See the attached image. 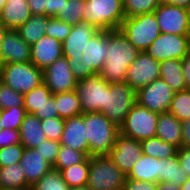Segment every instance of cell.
Wrapping results in <instances>:
<instances>
[{"label":"cell","instance_id":"20","mask_svg":"<svg viewBox=\"0 0 190 190\" xmlns=\"http://www.w3.org/2000/svg\"><path fill=\"white\" fill-rule=\"evenodd\" d=\"M20 165L30 186H33L53 168L45 157L35 149L24 150Z\"/></svg>","mask_w":190,"mask_h":190},{"label":"cell","instance_id":"13","mask_svg":"<svg viewBox=\"0 0 190 190\" xmlns=\"http://www.w3.org/2000/svg\"><path fill=\"white\" fill-rule=\"evenodd\" d=\"M153 13L162 33L188 35L190 30L189 9L172 4H160Z\"/></svg>","mask_w":190,"mask_h":190},{"label":"cell","instance_id":"35","mask_svg":"<svg viewBox=\"0 0 190 190\" xmlns=\"http://www.w3.org/2000/svg\"><path fill=\"white\" fill-rule=\"evenodd\" d=\"M87 157L88 156L84 152L60 145L57 159L52 167L60 171L69 166L83 162Z\"/></svg>","mask_w":190,"mask_h":190},{"label":"cell","instance_id":"40","mask_svg":"<svg viewBox=\"0 0 190 190\" xmlns=\"http://www.w3.org/2000/svg\"><path fill=\"white\" fill-rule=\"evenodd\" d=\"M42 131L49 140L60 141L64 130L65 119L52 117L41 120Z\"/></svg>","mask_w":190,"mask_h":190},{"label":"cell","instance_id":"45","mask_svg":"<svg viewBox=\"0 0 190 190\" xmlns=\"http://www.w3.org/2000/svg\"><path fill=\"white\" fill-rule=\"evenodd\" d=\"M158 183L139 181L126 177L123 190H157Z\"/></svg>","mask_w":190,"mask_h":190},{"label":"cell","instance_id":"6","mask_svg":"<svg viewBox=\"0 0 190 190\" xmlns=\"http://www.w3.org/2000/svg\"><path fill=\"white\" fill-rule=\"evenodd\" d=\"M0 81L25 94L43 83V70L31 62L0 64Z\"/></svg>","mask_w":190,"mask_h":190},{"label":"cell","instance_id":"4","mask_svg":"<svg viewBox=\"0 0 190 190\" xmlns=\"http://www.w3.org/2000/svg\"><path fill=\"white\" fill-rule=\"evenodd\" d=\"M126 174L123 173L108 155L89 157V190H123Z\"/></svg>","mask_w":190,"mask_h":190},{"label":"cell","instance_id":"42","mask_svg":"<svg viewBox=\"0 0 190 190\" xmlns=\"http://www.w3.org/2000/svg\"><path fill=\"white\" fill-rule=\"evenodd\" d=\"M24 150L21 143L0 148V168L20 163Z\"/></svg>","mask_w":190,"mask_h":190},{"label":"cell","instance_id":"34","mask_svg":"<svg viewBox=\"0 0 190 190\" xmlns=\"http://www.w3.org/2000/svg\"><path fill=\"white\" fill-rule=\"evenodd\" d=\"M160 0H123L125 18L153 13Z\"/></svg>","mask_w":190,"mask_h":190},{"label":"cell","instance_id":"38","mask_svg":"<svg viewBox=\"0 0 190 190\" xmlns=\"http://www.w3.org/2000/svg\"><path fill=\"white\" fill-rule=\"evenodd\" d=\"M26 115L23 106L11 107L1 110V124L3 129L20 130L21 123Z\"/></svg>","mask_w":190,"mask_h":190},{"label":"cell","instance_id":"14","mask_svg":"<svg viewBox=\"0 0 190 190\" xmlns=\"http://www.w3.org/2000/svg\"><path fill=\"white\" fill-rule=\"evenodd\" d=\"M160 78V61L152 58L145 51L139 52L130 64L125 82L136 92Z\"/></svg>","mask_w":190,"mask_h":190},{"label":"cell","instance_id":"10","mask_svg":"<svg viewBox=\"0 0 190 190\" xmlns=\"http://www.w3.org/2000/svg\"><path fill=\"white\" fill-rule=\"evenodd\" d=\"M75 91L83 113L102 112L106 108L107 81L99 74L77 81Z\"/></svg>","mask_w":190,"mask_h":190},{"label":"cell","instance_id":"15","mask_svg":"<svg viewBox=\"0 0 190 190\" xmlns=\"http://www.w3.org/2000/svg\"><path fill=\"white\" fill-rule=\"evenodd\" d=\"M43 83L53 95L76 89L77 80L67 58L61 57L43 70Z\"/></svg>","mask_w":190,"mask_h":190},{"label":"cell","instance_id":"54","mask_svg":"<svg viewBox=\"0 0 190 190\" xmlns=\"http://www.w3.org/2000/svg\"><path fill=\"white\" fill-rule=\"evenodd\" d=\"M8 31V28L3 24V22L0 20V45L5 37L6 32Z\"/></svg>","mask_w":190,"mask_h":190},{"label":"cell","instance_id":"2","mask_svg":"<svg viewBox=\"0 0 190 190\" xmlns=\"http://www.w3.org/2000/svg\"><path fill=\"white\" fill-rule=\"evenodd\" d=\"M140 51L120 29L108 31V53L99 75L108 83L125 82L130 64Z\"/></svg>","mask_w":190,"mask_h":190},{"label":"cell","instance_id":"31","mask_svg":"<svg viewBox=\"0 0 190 190\" xmlns=\"http://www.w3.org/2000/svg\"><path fill=\"white\" fill-rule=\"evenodd\" d=\"M53 96L49 88L44 84L32 89L30 92L23 94V107L26 114L41 112L42 107Z\"/></svg>","mask_w":190,"mask_h":190},{"label":"cell","instance_id":"22","mask_svg":"<svg viewBox=\"0 0 190 190\" xmlns=\"http://www.w3.org/2000/svg\"><path fill=\"white\" fill-rule=\"evenodd\" d=\"M156 127V136L158 138L178 148L181 147L182 122L176 116L169 112L160 113Z\"/></svg>","mask_w":190,"mask_h":190},{"label":"cell","instance_id":"12","mask_svg":"<svg viewBox=\"0 0 190 190\" xmlns=\"http://www.w3.org/2000/svg\"><path fill=\"white\" fill-rule=\"evenodd\" d=\"M190 50L188 35L162 33L145 52L157 61L182 59Z\"/></svg>","mask_w":190,"mask_h":190},{"label":"cell","instance_id":"16","mask_svg":"<svg viewBox=\"0 0 190 190\" xmlns=\"http://www.w3.org/2000/svg\"><path fill=\"white\" fill-rule=\"evenodd\" d=\"M142 155L140 141L121 133L118 134L114 147L108 154L112 162L126 175Z\"/></svg>","mask_w":190,"mask_h":190},{"label":"cell","instance_id":"23","mask_svg":"<svg viewBox=\"0 0 190 190\" xmlns=\"http://www.w3.org/2000/svg\"><path fill=\"white\" fill-rule=\"evenodd\" d=\"M21 144L25 149H35L47 139L42 131L41 120L34 114H26L20 127Z\"/></svg>","mask_w":190,"mask_h":190},{"label":"cell","instance_id":"24","mask_svg":"<svg viewBox=\"0 0 190 190\" xmlns=\"http://www.w3.org/2000/svg\"><path fill=\"white\" fill-rule=\"evenodd\" d=\"M160 173V159L142 155L126 175L129 179L158 183Z\"/></svg>","mask_w":190,"mask_h":190},{"label":"cell","instance_id":"52","mask_svg":"<svg viewBox=\"0 0 190 190\" xmlns=\"http://www.w3.org/2000/svg\"><path fill=\"white\" fill-rule=\"evenodd\" d=\"M160 4H172L190 9V0H160Z\"/></svg>","mask_w":190,"mask_h":190},{"label":"cell","instance_id":"58","mask_svg":"<svg viewBox=\"0 0 190 190\" xmlns=\"http://www.w3.org/2000/svg\"><path fill=\"white\" fill-rule=\"evenodd\" d=\"M188 41H189V48H190V30L188 32Z\"/></svg>","mask_w":190,"mask_h":190},{"label":"cell","instance_id":"49","mask_svg":"<svg viewBox=\"0 0 190 190\" xmlns=\"http://www.w3.org/2000/svg\"><path fill=\"white\" fill-rule=\"evenodd\" d=\"M181 60H182V73L185 79V83L187 89H190V50Z\"/></svg>","mask_w":190,"mask_h":190},{"label":"cell","instance_id":"43","mask_svg":"<svg viewBox=\"0 0 190 190\" xmlns=\"http://www.w3.org/2000/svg\"><path fill=\"white\" fill-rule=\"evenodd\" d=\"M60 142L46 139L35 148L53 166L60 148Z\"/></svg>","mask_w":190,"mask_h":190},{"label":"cell","instance_id":"53","mask_svg":"<svg viewBox=\"0 0 190 190\" xmlns=\"http://www.w3.org/2000/svg\"><path fill=\"white\" fill-rule=\"evenodd\" d=\"M157 190H181V187L169 182H158Z\"/></svg>","mask_w":190,"mask_h":190},{"label":"cell","instance_id":"5","mask_svg":"<svg viewBox=\"0 0 190 190\" xmlns=\"http://www.w3.org/2000/svg\"><path fill=\"white\" fill-rule=\"evenodd\" d=\"M83 15L99 30L119 29L125 19L123 0H86Z\"/></svg>","mask_w":190,"mask_h":190},{"label":"cell","instance_id":"47","mask_svg":"<svg viewBox=\"0 0 190 190\" xmlns=\"http://www.w3.org/2000/svg\"><path fill=\"white\" fill-rule=\"evenodd\" d=\"M32 15L48 16L49 0H27Z\"/></svg>","mask_w":190,"mask_h":190},{"label":"cell","instance_id":"3","mask_svg":"<svg viewBox=\"0 0 190 190\" xmlns=\"http://www.w3.org/2000/svg\"><path fill=\"white\" fill-rule=\"evenodd\" d=\"M84 124L89 143V157L108 155L120 133L119 127L102 112L84 113Z\"/></svg>","mask_w":190,"mask_h":190},{"label":"cell","instance_id":"50","mask_svg":"<svg viewBox=\"0 0 190 190\" xmlns=\"http://www.w3.org/2000/svg\"><path fill=\"white\" fill-rule=\"evenodd\" d=\"M181 147L190 148V119L182 121Z\"/></svg>","mask_w":190,"mask_h":190},{"label":"cell","instance_id":"36","mask_svg":"<svg viewBox=\"0 0 190 190\" xmlns=\"http://www.w3.org/2000/svg\"><path fill=\"white\" fill-rule=\"evenodd\" d=\"M168 112L181 122L190 119V89L175 92Z\"/></svg>","mask_w":190,"mask_h":190},{"label":"cell","instance_id":"1","mask_svg":"<svg viewBox=\"0 0 190 190\" xmlns=\"http://www.w3.org/2000/svg\"><path fill=\"white\" fill-rule=\"evenodd\" d=\"M62 50L77 81L97 75L107 58L108 31L81 20L72 26Z\"/></svg>","mask_w":190,"mask_h":190},{"label":"cell","instance_id":"48","mask_svg":"<svg viewBox=\"0 0 190 190\" xmlns=\"http://www.w3.org/2000/svg\"><path fill=\"white\" fill-rule=\"evenodd\" d=\"M177 157L180 162V166L183 167V170L190 177V148L180 147L177 151Z\"/></svg>","mask_w":190,"mask_h":190},{"label":"cell","instance_id":"57","mask_svg":"<svg viewBox=\"0 0 190 190\" xmlns=\"http://www.w3.org/2000/svg\"><path fill=\"white\" fill-rule=\"evenodd\" d=\"M6 4V0H0V13H1V10L4 8Z\"/></svg>","mask_w":190,"mask_h":190},{"label":"cell","instance_id":"11","mask_svg":"<svg viewBox=\"0 0 190 190\" xmlns=\"http://www.w3.org/2000/svg\"><path fill=\"white\" fill-rule=\"evenodd\" d=\"M174 95L171 87L159 78L136 92V102L152 112L166 113Z\"/></svg>","mask_w":190,"mask_h":190},{"label":"cell","instance_id":"30","mask_svg":"<svg viewBox=\"0 0 190 190\" xmlns=\"http://www.w3.org/2000/svg\"><path fill=\"white\" fill-rule=\"evenodd\" d=\"M140 143L143 154L147 156L155 157L158 159H167L177 155V146L162 141L157 136L142 140Z\"/></svg>","mask_w":190,"mask_h":190},{"label":"cell","instance_id":"26","mask_svg":"<svg viewBox=\"0 0 190 190\" xmlns=\"http://www.w3.org/2000/svg\"><path fill=\"white\" fill-rule=\"evenodd\" d=\"M0 188L30 190L31 186L26 181V176L20 163L0 168Z\"/></svg>","mask_w":190,"mask_h":190},{"label":"cell","instance_id":"18","mask_svg":"<svg viewBox=\"0 0 190 190\" xmlns=\"http://www.w3.org/2000/svg\"><path fill=\"white\" fill-rule=\"evenodd\" d=\"M61 57H63L62 43L51 36L44 35L31 45L30 62L39 69L44 70Z\"/></svg>","mask_w":190,"mask_h":190},{"label":"cell","instance_id":"17","mask_svg":"<svg viewBox=\"0 0 190 190\" xmlns=\"http://www.w3.org/2000/svg\"><path fill=\"white\" fill-rule=\"evenodd\" d=\"M31 45L27 44L16 29H8L0 45V64L30 62Z\"/></svg>","mask_w":190,"mask_h":190},{"label":"cell","instance_id":"56","mask_svg":"<svg viewBox=\"0 0 190 190\" xmlns=\"http://www.w3.org/2000/svg\"><path fill=\"white\" fill-rule=\"evenodd\" d=\"M70 190H89L87 186L71 187Z\"/></svg>","mask_w":190,"mask_h":190},{"label":"cell","instance_id":"55","mask_svg":"<svg viewBox=\"0 0 190 190\" xmlns=\"http://www.w3.org/2000/svg\"><path fill=\"white\" fill-rule=\"evenodd\" d=\"M181 190H190V177L181 185Z\"/></svg>","mask_w":190,"mask_h":190},{"label":"cell","instance_id":"39","mask_svg":"<svg viewBox=\"0 0 190 190\" xmlns=\"http://www.w3.org/2000/svg\"><path fill=\"white\" fill-rule=\"evenodd\" d=\"M23 106V94L0 81V110Z\"/></svg>","mask_w":190,"mask_h":190},{"label":"cell","instance_id":"19","mask_svg":"<svg viewBox=\"0 0 190 190\" xmlns=\"http://www.w3.org/2000/svg\"><path fill=\"white\" fill-rule=\"evenodd\" d=\"M59 142L61 145L84 152L89 156V143L86 138L84 113L65 119L64 130Z\"/></svg>","mask_w":190,"mask_h":190},{"label":"cell","instance_id":"32","mask_svg":"<svg viewBox=\"0 0 190 190\" xmlns=\"http://www.w3.org/2000/svg\"><path fill=\"white\" fill-rule=\"evenodd\" d=\"M60 174L70 188L86 186L89 175V156L79 164L60 170Z\"/></svg>","mask_w":190,"mask_h":190},{"label":"cell","instance_id":"7","mask_svg":"<svg viewBox=\"0 0 190 190\" xmlns=\"http://www.w3.org/2000/svg\"><path fill=\"white\" fill-rule=\"evenodd\" d=\"M119 29L140 52L145 51L161 34L154 13L125 18Z\"/></svg>","mask_w":190,"mask_h":190},{"label":"cell","instance_id":"51","mask_svg":"<svg viewBox=\"0 0 190 190\" xmlns=\"http://www.w3.org/2000/svg\"><path fill=\"white\" fill-rule=\"evenodd\" d=\"M61 0H49L48 16L57 17L60 13Z\"/></svg>","mask_w":190,"mask_h":190},{"label":"cell","instance_id":"33","mask_svg":"<svg viewBox=\"0 0 190 190\" xmlns=\"http://www.w3.org/2000/svg\"><path fill=\"white\" fill-rule=\"evenodd\" d=\"M86 0H61L60 13L56 17L70 25H77L84 20L83 10Z\"/></svg>","mask_w":190,"mask_h":190},{"label":"cell","instance_id":"21","mask_svg":"<svg viewBox=\"0 0 190 190\" xmlns=\"http://www.w3.org/2000/svg\"><path fill=\"white\" fill-rule=\"evenodd\" d=\"M32 16L27 0H6L0 20L8 29H17Z\"/></svg>","mask_w":190,"mask_h":190},{"label":"cell","instance_id":"29","mask_svg":"<svg viewBox=\"0 0 190 190\" xmlns=\"http://www.w3.org/2000/svg\"><path fill=\"white\" fill-rule=\"evenodd\" d=\"M55 103L61 118L66 119L83 114L81 102L75 90L55 94Z\"/></svg>","mask_w":190,"mask_h":190},{"label":"cell","instance_id":"41","mask_svg":"<svg viewBox=\"0 0 190 190\" xmlns=\"http://www.w3.org/2000/svg\"><path fill=\"white\" fill-rule=\"evenodd\" d=\"M71 28L72 25L59 20L56 17H49L45 35L51 36L52 38H55L62 43L70 33Z\"/></svg>","mask_w":190,"mask_h":190},{"label":"cell","instance_id":"46","mask_svg":"<svg viewBox=\"0 0 190 190\" xmlns=\"http://www.w3.org/2000/svg\"><path fill=\"white\" fill-rule=\"evenodd\" d=\"M34 115L40 120L52 117H59L55 103V95H53L48 101H46L45 105L41 109V112H36L34 113Z\"/></svg>","mask_w":190,"mask_h":190},{"label":"cell","instance_id":"37","mask_svg":"<svg viewBox=\"0 0 190 190\" xmlns=\"http://www.w3.org/2000/svg\"><path fill=\"white\" fill-rule=\"evenodd\" d=\"M30 190H70V187L62 179L60 171L52 168Z\"/></svg>","mask_w":190,"mask_h":190},{"label":"cell","instance_id":"44","mask_svg":"<svg viewBox=\"0 0 190 190\" xmlns=\"http://www.w3.org/2000/svg\"><path fill=\"white\" fill-rule=\"evenodd\" d=\"M21 143L20 131L13 129L0 130V148Z\"/></svg>","mask_w":190,"mask_h":190},{"label":"cell","instance_id":"8","mask_svg":"<svg viewBox=\"0 0 190 190\" xmlns=\"http://www.w3.org/2000/svg\"><path fill=\"white\" fill-rule=\"evenodd\" d=\"M135 103L136 91L126 82H107L106 108L102 113L111 122L120 127Z\"/></svg>","mask_w":190,"mask_h":190},{"label":"cell","instance_id":"59","mask_svg":"<svg viewBox=\"0 0 190 190\" xmlns=\"http://www.w3.org/2000/svg\"><path fill=\"white\" fill-rule=\"evenodd\" d=\"M3 129L2 124H1V110H0V130Z\"/></svg>","mask_w":190,"mask_h":190},{"label":"cell","instance_id":"60","mask_svg":"<svg viewBox=\"0 0 190 190\" xmlns=\"http://www.w3.org/2000/svg\"><path fill=\"white\" fill-rule=\"evenodd\" d=\"M0 190H16V189H2V188H0Z\"/></svg>","mask_w":190,"mask_h":190},{"label":"cell","instance_id":"25","mask_svg":"<svg viewBox=\"0 0 190 190\" xmlns=\"http://www.w3.org/2000/svg\"><path fill=\"white\" fill-rule=\"evenodd\" d=\"M160 78L163 79L174 92L187 89L182 73L181 59H169L160 62Z\"/></svg>","mask_w":190,"mask_h":190},{"label":"cell","instance_id":"27","mask_svg":"<svg viewBox=\"0 0 190 190\" xmlns=\"http://www.w3.org/2000/svg\"><path fill=\"white\" fill-rule=\"evenodd\" d=\"M48 18L46 15H32L16 30L27 44L32 45L45 35Z\"/></svg>","mask_w":190,"mask_h":190},{"label":"cell","instance_id":"9","mask_svg":"<svg viewBox=\"0 0 190 190\" xmlns=\"http://www.w3.org/2000/svg\"><path fill=\"white\" fill-rule=\"evenodd\" d=\"M158 116L136 102L119 127L120 133L138 141L156 137Z\"/></svg>","mask_w":190,"mask_h":190},{"label":"cell","instance_id":"28","mask_svg":"<svg viewBox=\"0 0 190 190\" xmlns=\"http://www.w3.org/2000/svg\"><path fill=\"white\" fill-rule=\"evenodd\" d=\"M188 178L189 176L180 166L177 155L167 159H160L159 182H169L181 187Z\"/></svg>","mask_w":190,"mask_h":190}]
</instances>
